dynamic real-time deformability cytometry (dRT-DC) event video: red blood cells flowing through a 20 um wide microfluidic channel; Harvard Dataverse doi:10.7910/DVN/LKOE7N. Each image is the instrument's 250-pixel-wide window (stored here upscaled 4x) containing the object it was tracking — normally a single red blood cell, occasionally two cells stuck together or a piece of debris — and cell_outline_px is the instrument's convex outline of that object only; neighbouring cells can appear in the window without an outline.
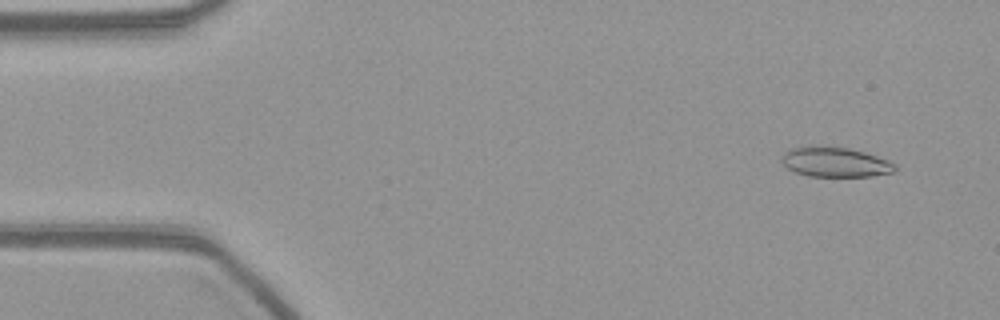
{"species": "common noctule bat (a hibernating species)", "species_latin": "Nyctalus noctula", "temperature_condition": "warm", "stored_images_in_passage": 55, "camera_frame_rate_fps": 3000, "um_per_image_px": 0.085, "animal": {"sex": "female", "body_mass_g": 21.9}, "frame": {"image": 1, "passage_image": 4, "time_ms": 1.0, "image_size_px": [1000, 320], "cell_outline_px": [[896, 168], [892, 172], [872, 176], [808, 176], [796, 172], [788, 168], [780, 160], [784, 152], [792, 148], [808, 144], [816, 144], [848, 148], [864, 152], [888, 160], [896, 164]], "centroid_in_image_um": [70.94, 13.75], "position_along_channel_um": 14.1, "area_um2": 19.94}}
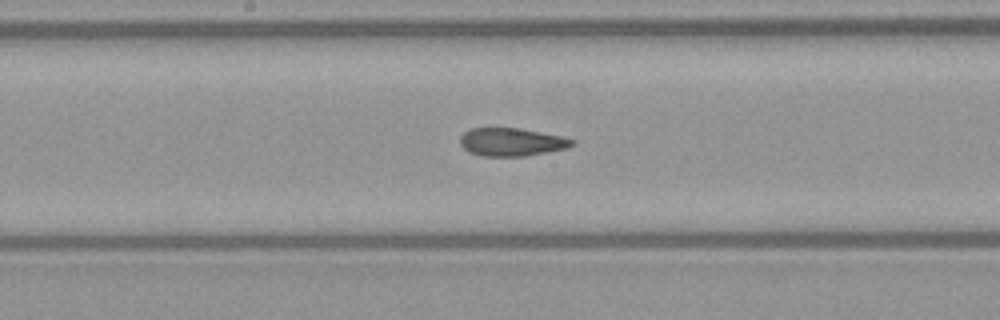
{"frame": {"image": 2, "passage_image": 28, "time_ms": 9.0, "image_size_px": [1000, 320], "cell_outline_px": [[576, 144], [568, 148], [524, 156], [480, 156], [468, 152], [460, 144], [460, 136], [468, 128], [520, 128], [564, 136], [576, 140]], "centroid_in_image_um": [43.5, 12.06], "position_along_channel_um": 204.7, "area_um2": 18.61}}
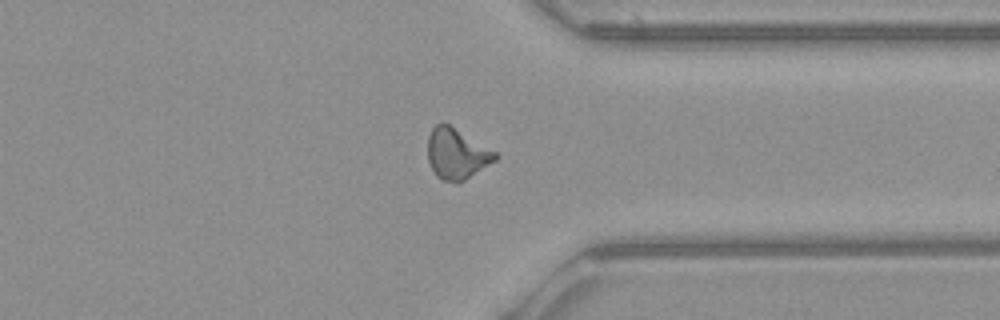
{"frame": {"image": 3, "passage_image": 42, "time_ms": 13.667, "image_size_px": [1000, 320], "cell_outline_px": [[500, 156], [496, 160], [464, 180], [456, 184], [440, 180], [436, 176], [428, 160], [428, 136], [432, 128], [436, 124], [448, 124], [496, 152]], "centroid_in_image_um": [38.8, 13.1], "position_along_channel_um": 372.6, "area_um2": 19.77}}